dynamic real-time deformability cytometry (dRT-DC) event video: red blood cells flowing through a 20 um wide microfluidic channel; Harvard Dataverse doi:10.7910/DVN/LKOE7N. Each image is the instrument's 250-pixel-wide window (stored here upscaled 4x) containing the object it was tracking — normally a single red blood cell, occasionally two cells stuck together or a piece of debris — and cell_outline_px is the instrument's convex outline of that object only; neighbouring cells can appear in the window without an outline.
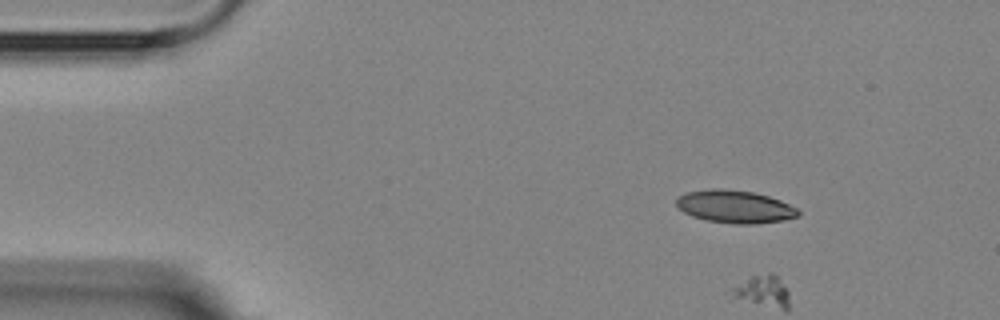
{"species": "Egyptian fruit bat (a non-hibernating species)", "species_latin": "Rousettus aegyptiacus", "temperature_condition": "room temperature", "stored_images_in_passage": 4, "segment_of_instrument_passage": [1, 2], "camera_frame_rate_fps": 3000, "um_per_image_px": 0.085, "animal": {"sex": "female"}, "frame": {"image": 1, "passage_image": 1, "time_ms": 0.0, "image_size_px": [1000, 320], "cell_outline_px": [[800, 216], [780, 220], [756, 224], [736, 224], [708, 220], [692, 216], [684, 212], [676, 204], [676, 200], [680, 196], [688, 192], [712, 188], [720, 188], [752, 192], [768, 196], [780, 200], [796, 208], [800, 212]], "centroid_in_image_um": [62.47, 17.56], "position_along_channel_um": 22.5, "area_um2": 22.95}}